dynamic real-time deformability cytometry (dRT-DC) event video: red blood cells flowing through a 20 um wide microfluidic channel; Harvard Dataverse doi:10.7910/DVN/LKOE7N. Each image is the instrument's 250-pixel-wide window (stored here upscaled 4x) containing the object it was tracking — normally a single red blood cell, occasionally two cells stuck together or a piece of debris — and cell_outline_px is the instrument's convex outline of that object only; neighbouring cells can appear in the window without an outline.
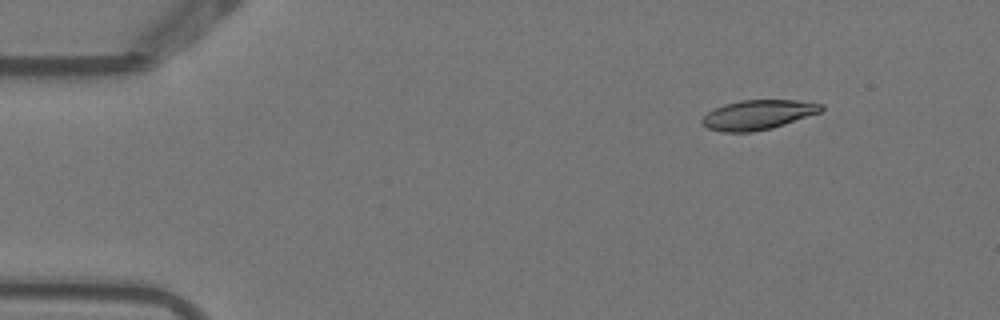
{"species": "Egyptian fruit bat (a non-hibernating species)", "species_latin": "Rousettus aegyptiacus", "temperature_condition": "warm", "stored_images_in_passage": 4, "camera_frame_rate_fps": 3000, "um_per_image_px": 0.085, "animal": {"sex": "female"}, "frame": {"image": 1, "passage_image": 1, "time_ms": 0.0, "image_size_px": [1000, 320], "cell_outline_px": [[824, 108], [820, 112], [772, 128], [752, 132], [724, 132], [708, 128], [700, 120], [708, 112], [724, 104], [740, 100], [796, 100], [824, 104]], "centroid_in_image_um": [64.43, 9.75], "position_along_channel_um": 20.6, "area_um2": 20.4}}
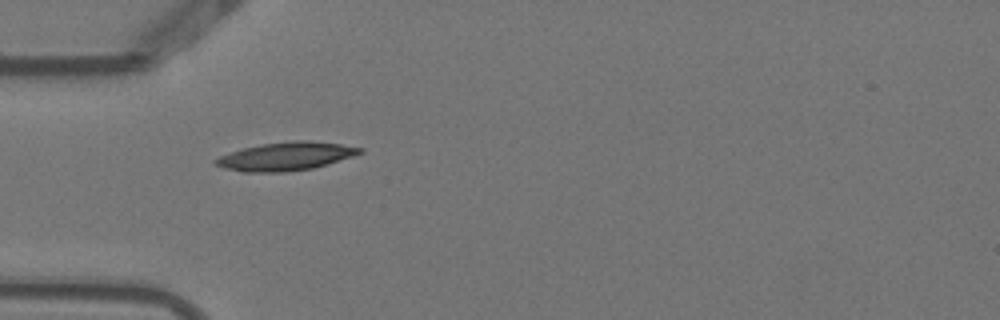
{"frame": {"image": 2, "passage_image": 4, "time_ms": 1.0, "image_size_px": [1000, 320], "cell_outline_px": [[364, 152], [328, 164], [312, 168], [284, 172], [244, 172], [224, 168], [216, 164], [212, 160], [220, 156], [244, 148], [260, 144], [292, 140], [308, 140], [340, 144], [364, 148]], "centroid_in_image_um": [24.31, 13.28], "position_along_channel_um": 60.7, "area_um2": 23.7}}